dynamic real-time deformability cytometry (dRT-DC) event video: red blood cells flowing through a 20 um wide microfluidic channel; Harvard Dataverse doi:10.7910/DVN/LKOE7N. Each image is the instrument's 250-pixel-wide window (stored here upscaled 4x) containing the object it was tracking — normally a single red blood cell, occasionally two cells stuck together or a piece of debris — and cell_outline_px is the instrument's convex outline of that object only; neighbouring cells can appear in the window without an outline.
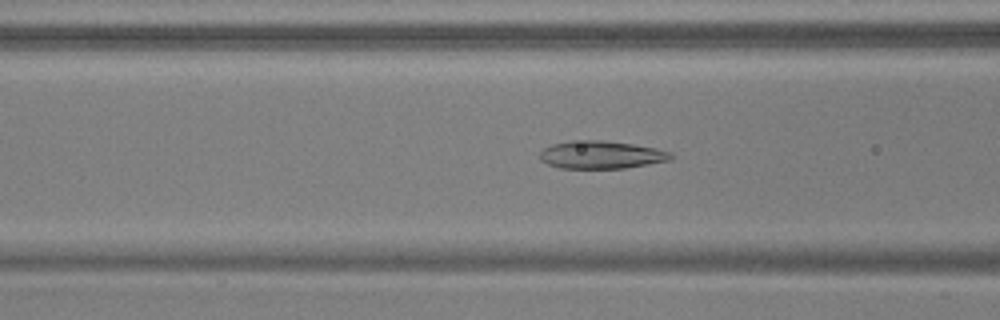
{"species": "common noctule bat (a hibernating species)", "species_latin": "Nyctalus noctula", "temperature_condition": "warm", "stored_images_in_passage": 9, "camera_frame_rate_fps": 3000, "um_per_image_px": 0.085, "animal": {"sex": "male", "body_mass_g": 17.9, "forearm_length_mm": 54.2}, "frame": {"image": 1, "passage_image": 6, "time_ms": 1.667, "image_size_px": [1000, 320], "cell_outline_px": [[672, 160], [624, 168], [560, 168], [548, 164], [540, 160], [540, 152], [544, 148], [552, 144], [572, 140], [604, 140], [632, 144], [656, 148], [672, 152]], "centroid_in_image_um": [51.11, 13.15], "position_along_channel_um": 115.5, "area_um2": 21.27}}
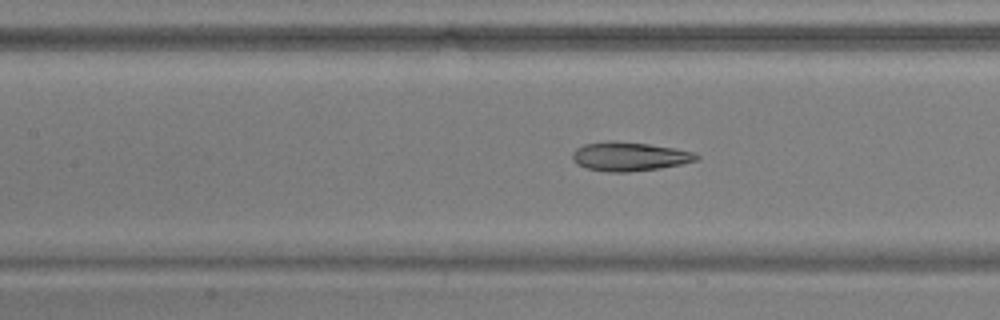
{"frame": {"image": 2, "passage_image": 9, "time_ms": 2.667, "image_size_px": [1000, 320], "cell_outline_px": [[700, 156], [696, 160], [680, 164], [660, 168], [628, 172], [608, 172], [588, 168], [576, 164], [572, 160], [572, 152], [576, 148], [584, 144], [608, 140], [612, 140], [648, 144], [672, 148], [692, 152]], "centroid_in_image_um": [53.43, 13.29], "position_along_channel_um": 154.0, "area_um2": 20.81}}